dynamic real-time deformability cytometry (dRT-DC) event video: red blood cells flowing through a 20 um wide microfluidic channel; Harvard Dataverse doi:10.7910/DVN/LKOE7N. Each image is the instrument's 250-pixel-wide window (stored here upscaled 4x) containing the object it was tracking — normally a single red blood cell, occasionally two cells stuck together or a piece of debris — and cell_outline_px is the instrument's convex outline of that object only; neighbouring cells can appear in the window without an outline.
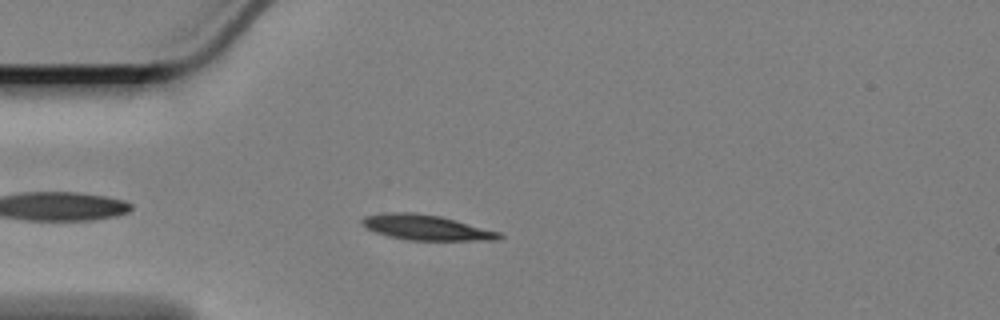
{"species": "Egyptian fruit bat (a non-hibernating species)", "species_latin": "Rousettus aegyptiacus", "temperature_condition": "cold", "stored_images_in_passage": 49, "camera_frame_rate_fps": 3000, "um_per_image_px": 0.085, "animal": {"sex": "female"}, "frame": {"image": 1, "passage_image": 5, "time_ms": 1.333, "image_size_px": [1000, 320], "cell_outline_px": [[504, 236], [500, 240], [408, 240], [388, 236], [376, 232], [360, 224], [360, 220], [364, 216], [384, 212], [416, 212], [440, 216], [456, 220], [500, 232]], "centroid_in_image_um": [36.21, 19.33], "position_along_channel_um": 48.8, "area_um2": 20.29}}
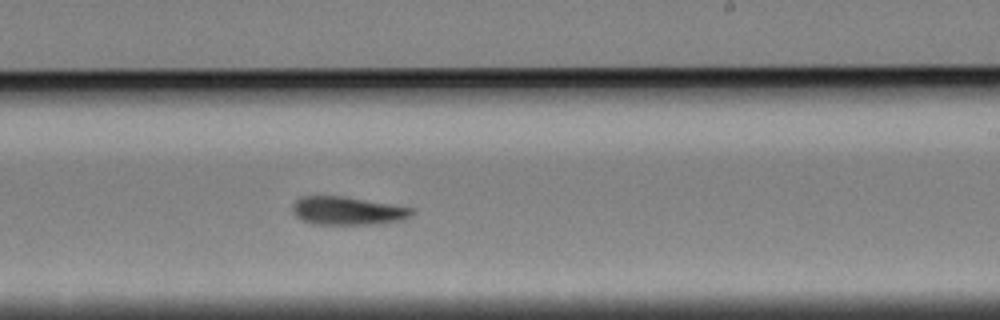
{"frame": {"image": 2, "passage_image": 25, "time_ms": 8.0, "image_size_px": [1000, 320], "cell_outline_px": [[416, 212], [412, 216], [404, 220], [380, 224], [312, 224], [300, 220], [292, 212], [292, 204], [296, 200], [304, 196], [340, 196], [392, 204], [416, 208]], "centroid_in_image_um": [29.59, 17.93], "position_along_channel_um": 259.4, "area_um2": 19.94}}
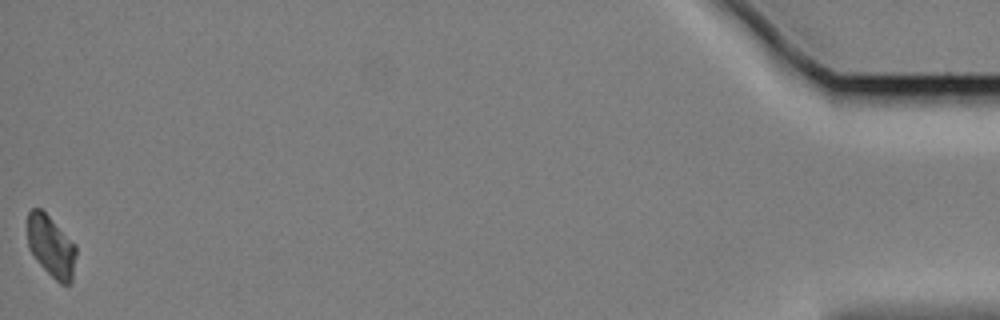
{"frame": {"image": 3, "passage_image": 49, "time_ms": 16.0, "image_size_px": [1000, 320], "cell_outline_px": [[76, 256], [72, 280], [68, 284], [60, 284], [36, 260], [28, 248], [28, 212], [32, 208], [40, 208], [76, 244]], "centroid_in_image_um": [4.35, 20.94], "position_along_channel_um": 430.9, "area_um2": 17.28}, "authors_computed_cell_mechanics": {"area_um2": 19.8832, "velocity_mm_per_s": 3.3337, "shape_relaxation_time_tau1_ms": 3.3424, "shape_relaxation_time_tau2_ms": null, "deformation_change_tau1": 0.104, "deformation_change_tau2": null}}